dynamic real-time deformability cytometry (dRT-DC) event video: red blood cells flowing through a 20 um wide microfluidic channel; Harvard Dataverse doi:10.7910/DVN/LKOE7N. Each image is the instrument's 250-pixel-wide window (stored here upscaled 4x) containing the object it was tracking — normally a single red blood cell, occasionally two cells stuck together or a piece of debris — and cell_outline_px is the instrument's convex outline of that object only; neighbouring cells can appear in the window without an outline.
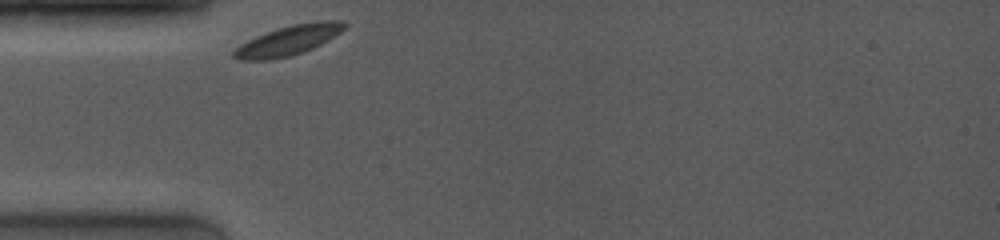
{"species": "common noctule bat (a hibernating species)", "species_latin": "Nyctalus noctula", "temperature_condition": "room temperature", "stored_images_in_passage": 9, "camera_frame_rate_fps": 4000, "um_per_image_px": 0.085, "animal": {"sex": "female", "body_mass_g": 19.0, "forearm_length_mm": 53.3}, "frame": {"image": 1, "passage_image": 1, "time_ms": 0.0, "image_size_px": [1000, 240], "cell_outline_px": [[348, 24], [340, 32], [328, 40], [312, 48], [288, 56], [272, 60], [236, 60], [232, 56], [232, 52], [240, 44], [256, 36], [276, 28], [292, 24], [320, 20], [344, 20]], "centroid_in_image_um": [24.5, 3.42], "position_along_channel_um": 60.5, "area_um2": 19.25}}